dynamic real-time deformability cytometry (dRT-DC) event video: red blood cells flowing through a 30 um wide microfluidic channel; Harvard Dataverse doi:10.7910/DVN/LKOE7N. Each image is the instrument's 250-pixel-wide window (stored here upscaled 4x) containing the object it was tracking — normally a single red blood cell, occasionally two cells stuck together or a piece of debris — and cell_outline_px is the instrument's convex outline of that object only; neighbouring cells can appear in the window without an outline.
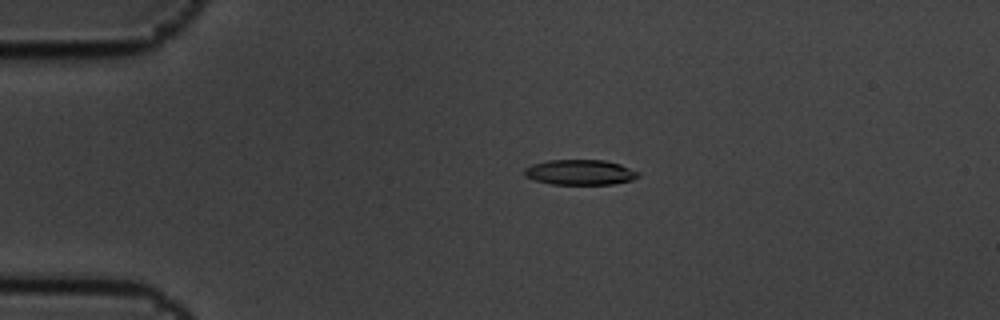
{"species": "common noctule bat (a hibernating species)", "species_latin": "Nyctalus noctula", "temperature_condition": "cold", "stored_images_in_passage": 15, "camera_frame_rate_fps": 3000, "um_per_image_px": 0.085, "animal": {"sex": "male", "body_mass_g": 19.5, "forearm_length_mm": 54.6}, "frame": {"image": 1, "passage_image": 3, "time_ms": 0.667, "image_size_px": [1000, 320], "cell_outline_px": [[640, 176], [632, 180], [612, 184], [552, 184], [536, 180], [524, 176], [524, 168], [532, 164], [548, 160], [604, 160], [620, 164], [640, 172]], "centroid_in_image_um": [49.32, 14.64], "position_along_channel_um": 35.7, "area_um2": 16.76}}
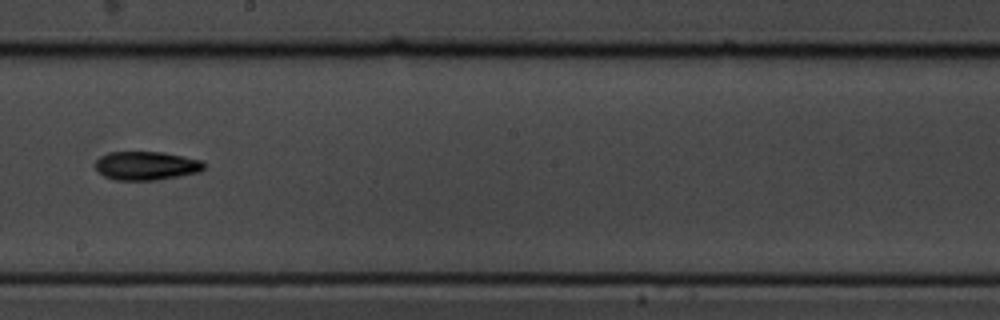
{"frame": {"image": 2, "passage_image": 9, "time_ms": 2.667, "image_size_px": [1000, 320], "cell_outline_px": [[204, 168], [200, 172], [180, 176], [156, 180], [112, 180], [104, 176], [96, 168], [96, 160], [100, 156], [108, 152], [164, 152], [184, 156], [200, 160], [204, 164]], "centroid_in_image_um": [12.43, 14.09], "position_along_channel_um": 235.8, "area_um2": 18.21}}
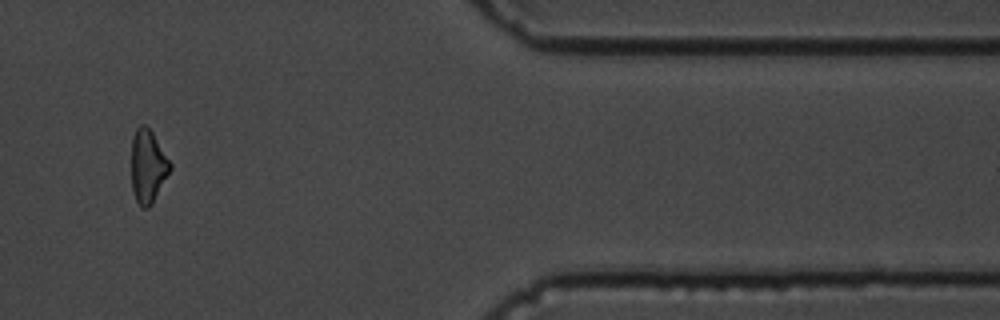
{"frame": {"image": 3, "passage_image": 13, "time_ms": 4.0, "image_size_px": [1000, 320], "cell_outline_px": [[172, 168], [152, 204], [148, 208], [140, 208], [132, 192], [132, 136], [136, 128], [140, 124], [144, 124], [152, 132], [172, 164]], "centroid_in_image_um": [12.57, 14.15], "position_along_channel_um": 398.8, "area_um2": 16.59}}